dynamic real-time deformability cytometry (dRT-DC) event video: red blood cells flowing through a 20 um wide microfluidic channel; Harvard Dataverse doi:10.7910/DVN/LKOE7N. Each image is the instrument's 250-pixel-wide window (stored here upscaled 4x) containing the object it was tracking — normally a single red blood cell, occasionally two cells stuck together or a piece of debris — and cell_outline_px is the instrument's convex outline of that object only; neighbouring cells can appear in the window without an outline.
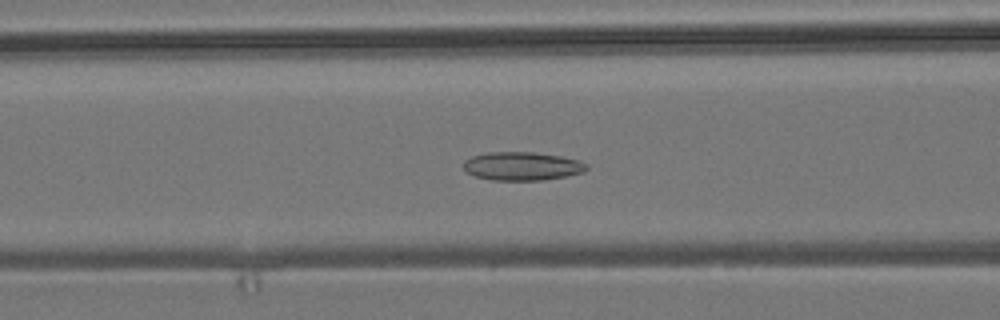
{"species": "common noctule bat (a hibernating species)", "species_latin": "Nyctalus noctula", "temperature_condition": "room temperature", "stored_images_in_passage": 50, "camera_frame_rate_fps": 3000, "um_per_image_px": 0.085, "animal": {"sex": "male", "body_mass_g": 19.2, "forearm_length_mm": 51.8}, "frame": {"image": 1, "passage_image": 22, "time_ms": 7.0, "image_size_px": [1000, 320], "cell_outline_px": [[588, 168], [584, 172], [544, 180], [492, 180], [476, 176], [468, 172], [464, 168], [464, 160], [472, 156], [488, 152], [532, 152], [560, 156], [580, 160], [588, 164]], "centroid_in_image_um": [44.4, 14.12], "position_along_channel_um": 122.2, "area_um2": 20.35}}
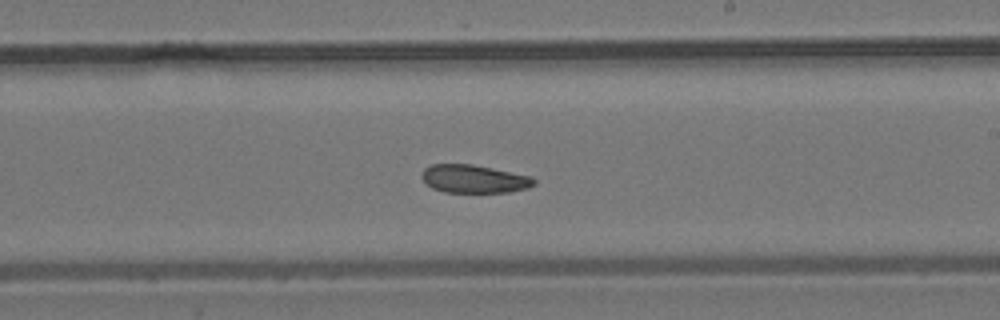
{"frame": {"image": 2, "passage_image": 32, "time_ms": 10.333, "image_size_px": [1000, 320], "cell_outline_px": [[536, 184], [528, 188], [508, 192], [444, 192], [432, 188], [420, 176], [424, 168], [432, 164], [472, 164], [532, 176], [536, 180]], "centroid_in_image_um": [40.31, 15.2], "position_along_channel_um": 248.7, "area_um2": 18.44}}
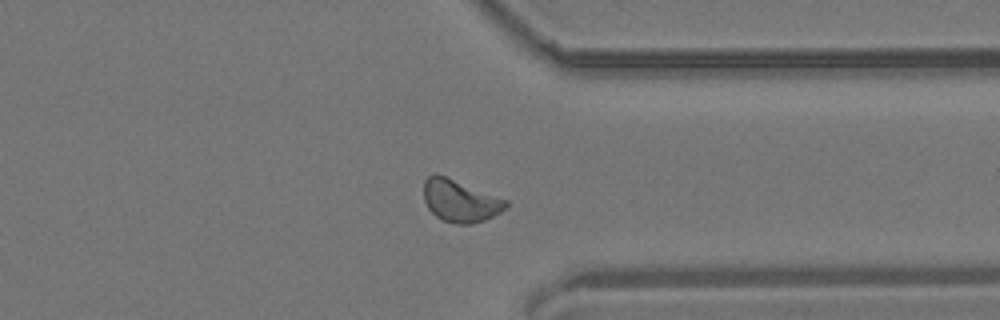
{"frame": {"image": 3, "passage_image": 42, "time_ms": 13.667, "image_size_px": [1000, 320], "cell_outline_px": [[508, 204], [500, 212], [484, 220], [472, 224], [456, 224], [444, 220], [436, 216], [428, 208], [424, 200], [424, 180], [428, 176], [444, 176], [508, 200]], "centroid_in_image_um": [39.11, 17.09], "position_along_channel_um": 372.3, "area_um2": 19.71}, "authors_computed_cell_mechanics": {"area_um2": 19.8254, "velocity_mm_per_s": 3.7975, "shape_relaxation_time_tau1_ms": null, "shape_relaxation_time_tau2_ms": 3.583, "deformation_change_tau1": null, "deformation_change_tau2": 0.086}}